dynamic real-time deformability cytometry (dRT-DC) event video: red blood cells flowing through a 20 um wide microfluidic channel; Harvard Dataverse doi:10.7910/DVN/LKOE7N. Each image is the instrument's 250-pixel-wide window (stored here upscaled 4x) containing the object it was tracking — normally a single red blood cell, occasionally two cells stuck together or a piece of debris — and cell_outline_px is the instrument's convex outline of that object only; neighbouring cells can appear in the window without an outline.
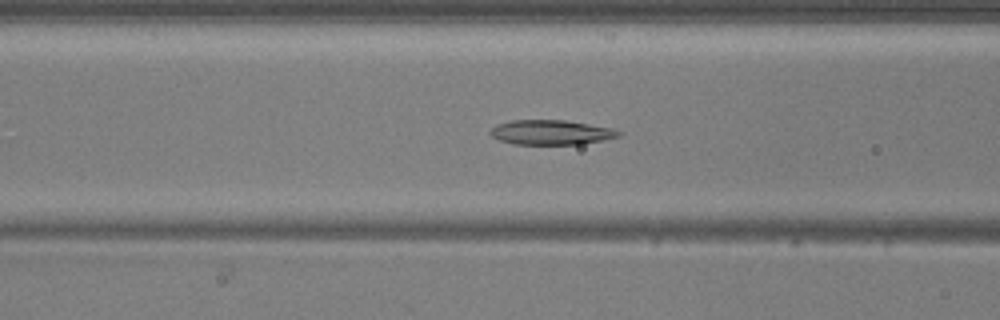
{"species": "common noctule bat (a hibernating species)", "species_latin": "Nyctalus noctula", "temperature_condition": "warm", "stored_images_in_passage": 27, "camera_frame_rate_fps": 3000, "um_per_image_px": 0.085, "animal": {"sex": "male", "body_mass_g": 20.5, "forearm_length_mm": 52.5}, "frame": {"image": 1, "passage_image": 11, "time_ms": 3.333, "image_size_px": [1000, 320], "cell_outline_px": [[620, 136], [580, 144], [512, 144], [500, 140], [492, 136], [488, 132], [496, 124], [512, 120], [564, 120], [612, 128], [620, 132]], "centroid_in_image_um": [46.78, 11.24], "position_along_channel_um": 119.8, "area_um2": 18.26}}
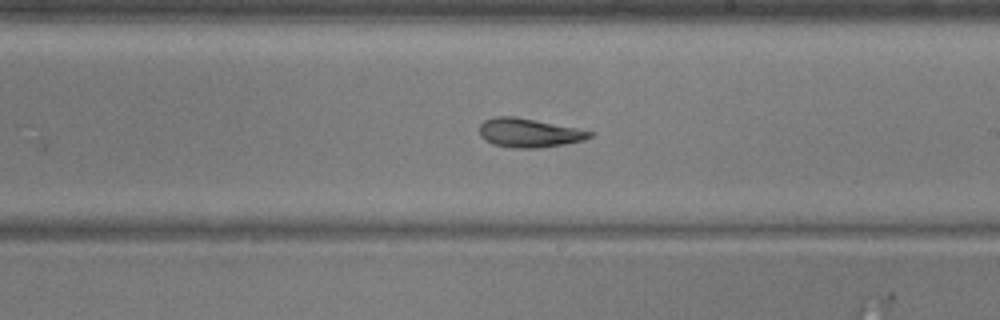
{"frame": {"image": 2, "passage_image": 20, "time_ms": 6.333, "image_size_px": [1000, 320], "cell_outline_px": [[596, 132], [592, 136], [584, 140], [564, 144], [540, 148], [512, 148], [492, 144], [484, 140], [480, 136], [480, 124], [484, 120], [496, 116], [516, 116]], "centroid_in_image_um": [44.95, 11.29], "position_along_channel_um": 244.0, "area_um2": 18.73}}
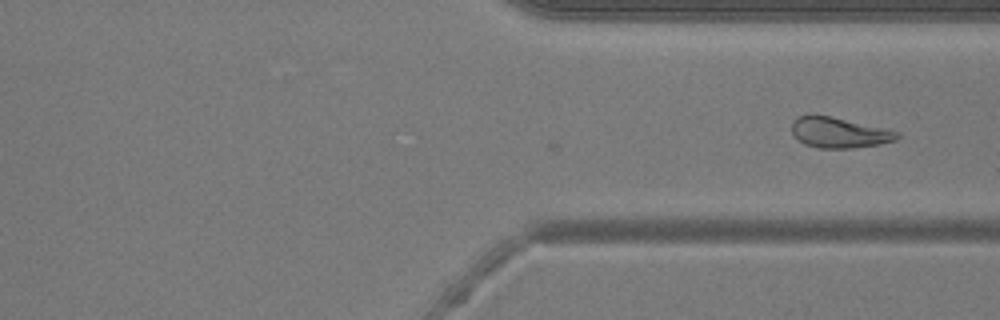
{"frame": {"image": 3, "passage_image": 27, "time_ms": 8.667, "image_size_px": [1000, 320], "cell_outline_px": [[900, 136], [896, 140], [876, 144], [852, 148], [820, 148], [804, 144], [792, 132], [792, 120], [800, 116], [828, 116], [884, 128], [900, 132]], "centroid_in_image_um": [71.33, 11.28], "position_along_channel_um": 340.1, "area_um2": 18.21}}